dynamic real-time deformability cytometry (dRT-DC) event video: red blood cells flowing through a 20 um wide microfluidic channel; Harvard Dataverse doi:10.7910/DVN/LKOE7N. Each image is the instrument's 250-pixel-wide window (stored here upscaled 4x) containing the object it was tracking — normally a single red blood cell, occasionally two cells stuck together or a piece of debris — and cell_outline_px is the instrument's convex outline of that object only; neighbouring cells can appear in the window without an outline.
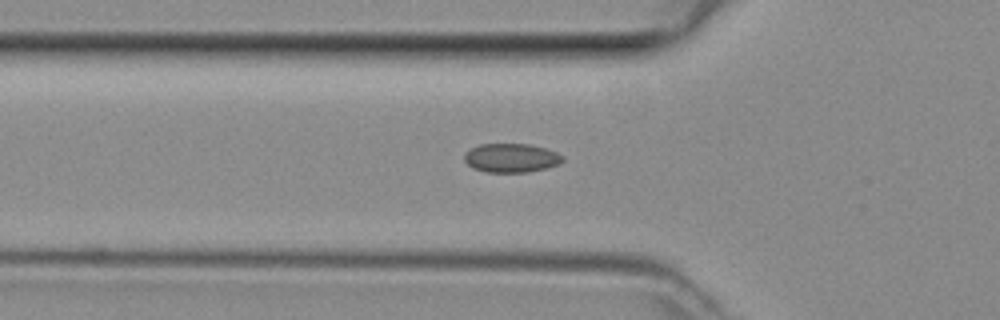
{"species": "common noctule bat (a hibernating species)", "species_latin": "Nyctalus noctula", "temperature_condition": "room temperature", "stored_images_in_passage": 33, "camera_frame_rate_fps": 3000, "um_per_image_px": 0.085, "animal": {"sex": "female", "body_mass_g": 29.2, "forearm_length_mm": 56.3}, "frame": {"image": 1, "passage_image": 2, "time_ms": 0.333, "image_size_px": [1000, 320], "cell_outline_px": [[564, 160], [560, 164], [528, 172], [484, 172], [472, 168], [464, 160], [464, 152], [480, 144], [528, 144], [544, 148], [556, 152], [564, 156]], "centroid_in_image_um": [43.44, 13.43], "position_along_channel_um": 82.4, "area_um2": 16.59}}
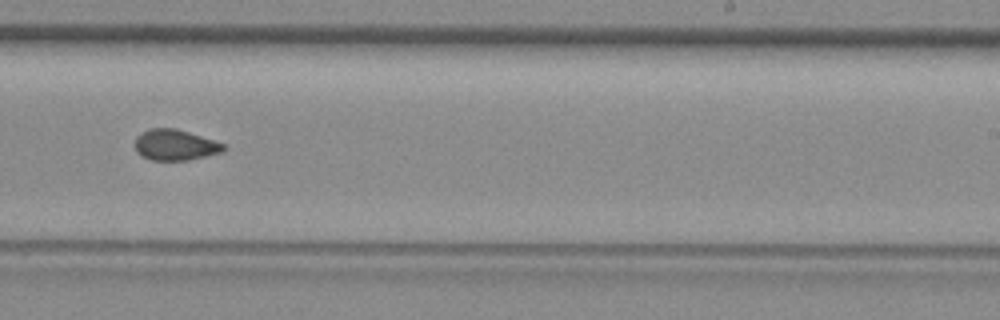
{"frame": {"image": 2, "passage_image": 15, "time_ms": 4.667, "image_size_px": [1000, 320], "cell_outline_px": [[228, 148], [224, 152], [188, 160], [152, 160], [140, 156], [136, 152], [136, 136], [140, 132], [148, 128], [176, 128], [224, 144]], "centroid_in_image_um": [14.87, 12.32], "position_along_channel_um": 274.1, "area_um2": 16.01}}
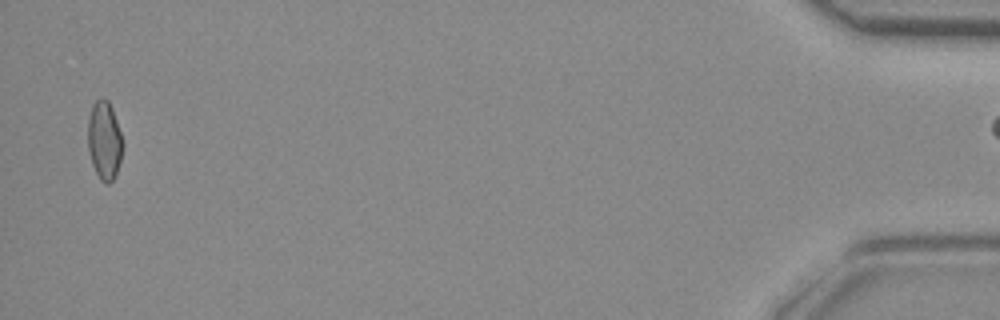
{"frame": {"image": 3, "passage_image": 32, "time_ms": 10.333, "image_size_px": [1000, 320], "cell_outline_px": [[124, 144], [120, 160], [116, 172], [112, 180], [108, 184], [100, 180], [92, 164], [88, 148], [88, 120], [92, 104], [100, 96], [104, 96], [108, 100], [112, 108]], "centroid_in_image_um": [8.86, 11.89], "position_along_channel_um": 426.3, "area_um2": 15.95}}